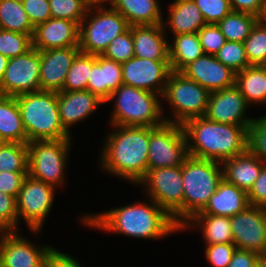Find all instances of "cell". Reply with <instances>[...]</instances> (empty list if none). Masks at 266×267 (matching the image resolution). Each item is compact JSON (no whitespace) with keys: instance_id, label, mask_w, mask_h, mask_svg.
<instances>
[{"instance_id":"obj_1","label":"cell","mask_w":266,"mask_h":267,"mask_svg":"<svg viewBox=\"0 0 266 267\" xmlns=\"http://www.w3.org/2000/svg\"><path fill=\"white\" fill-rule=\"evenodd\" d=\"M135 202L132 205L88 214L81 217V223L105 232L119 233L133 238L159 239L180 232L173 219L153 200Z\"/></svg>"},{"instance_id":"obj_2","label":"cell","mask_w":266,"mask_h":267,"mask_svg":"<svg viewBox=\"0 0 266 267\" xmlns=\"http://www.w3.org/2000/svg\"><path fill=\"white\" fill-rule=\"evenodd\" d=\"M105 138L100 166L137 185L148 171L149 127L117 126Z\"/></svg>"},{"instance_id":"obj_3","label":"cell","mask_w":266,"mask_h":267,"mask_svg":"<svg viewBox=\"0 0 266 267\" xmlns=\"http://www.w3.org/2000/svg\"><path fill=\"white\" fill-rule=\"evenodd\" d=\"M188 154L222 163L248 150V129L218 123L205 116L187 120L183 125Z\"/></svg>"},{"instance_id":"obj_4","label":"cell","mask_w":266,"mask_h":267,"mask_svg":"<svg viewBox=\"0 0 266 267\" xmlns=\"http://www.w3.org/2000/svg\"><path fill=\"white\" fill-rule=\"evenodd\" d=\"M28 143L34 140L72 139L60 121L58 93L39 90L15 96Z\"/></svg>"},{"instance_id":"obj_5","label":"cell","mask_w":266,"mask_h":267,"mask_svg":"<svg viewBox=\"0 0 266 267\" xmlns=\"http://www.w3.org/2000/svg\"><path fill=\"white\" fill-rule=\"evenodd\" d=\"M159 97L162 96L122 84L105 102L114 101L111 125L153 128L163 125L164 108Z\"/></svg>"},{"instance_id":"obj_6","label":"cell","mask_w":266,"mask_h":267,"mask_svg":"<svg viewBox=\"0 0 266 267\" xmlns=\"http://www.w3.org/2000/svg\"><path fill=\"white\" fill-rule=\"evenodd\" d=\"M221 166V167H220ZM183 225L202 212L223 179L222 164L188 156L182 165Z\"/></svg>"},{"instance_id":"obj_7","label":"cell","mask_w":266,"mask_h":267,"mask_svg":"<svg viewBox=\"0 0 266 267\" xmlns=\"http://www.w3.org/2000/svg\"><path fill=\"white\" fill-rule=\"evenodd\" d=\"M129 28V23L118 11L105 4H90L79 25L80 52L102 55L110 42Z\"/></svg>"},{"instance_id":"obj_8","label":"cell","mask_w":266,"mask_h":267,"mask_svg":"<svg viewBox=\"0 0 266 267\" xmlns=\"http://www.w3.org/2000/svg\"><path fill=\"white\" fill-rule=\"evenodd\" d=\"M72 139L34 140L28 146V175L54 187H63Z\"/></svg>"},{"instance_id":"obj_9","label":"cell","mask_w":266,"mask_h":267,"mask_svg":"<svg viewBox=\"0 0 266 267\" xmlns=\"http://www.w3.org/2000/svg\"><path fill=\"white\" fill-rule=\"evenodd\" d=\"M210 92L182 72L171 71L161 100L172 108L173 117L164 116L165 122L183 125L187 120L206 113Z\"/></svg>"},{"instance_id":"obj_10","label":"cell","mask_w":266,"mask_h":267,"mask_svg":"<svg viewBox=\"0 0 266 267\" xmlns=\"http://www.w3.org/2000/svg\"><path fill=\"white\" fill-rule=\"evenodd\" d=\"M138 184L144 185L147 197L163 209L181 229L184 199L182 166L148 170Z\"/></svg>"},{"instance_id":"obj_11","label":"cell","mask_w":266,"mask_h":267,"mask_svg":"<svg viewBox=\"0 0 266 267\" xmlns=\"http://www.w3.org/2000/svg\"><path fill=\"white\" fill-rule=\"evenodd\" d=\"M189 156L181 124L167 123L149 127L148 170L182 166Z\"/></svg>"},{"instance_id":"obj_12","label":"cell","mask_w":266,"mask_h":267,"mask_svg":"<svg viewBox=\"0 0 266 267\" xmlns=\"http://www.w3.org/2000/svg\"><path fill=\"white\" fill-rule=\"evenodd\" d=\"M56 187L32 179L29 175L24 179L16 197V209L20 219H23L30 231L40 233L45 219L50 213Z\"/></svg>"},{"instance_id":"obj_13","label":"cell","mask_w":266,"mask_h":267,"mask_svg":"<svg viewBox=\"0 0 266 267\" xmlns=\"http://www.w3.org/2000/svg\"><path fill=\"white\" fill-rule=\"evenodd\" d=\"M41 51L32 47L26 53L8 60L0 82V94L17 96L40 90Z\"/></svg>"},{"instance_id":"obj_14","label":"cell","mask_w":266,"mask_h":267,"mask_svg":"<svg viewBox=\"0 0 266 267\" xmlns=\"http://www.w3.org/2000/svg\"><path fill=\"white\" fill-rule=\"evenodd\" d=\"M230 221L235 246L263 256L266 251V208L249 205L230 217Z\"/></svg>"},{"instance_id":"obj_15","label":"cell","mask_w":266,"mask_h":267,"mask_svg":"<svg viewBox=\"0 0 266 267\" xmlns=\"http://www.w3.org/2000/svg\"><path fill=\"white\" fill-rule=\"evenodd\" d=\"M171 72L169 60L132 57L122 63L123 84L163 95Z\"/></svg>"},{"instance_id":"obj_16","label":"cell","mask_w":266,"mask_h":267,"mask_svg":"<svg viewBox=\"0 0 266 267\" xmlns=\"http://www.w3.org/2000/svg\"><path fill=\"white\" fill-rule=\"evenodd\" d=\"M19 234V235H18ZM53 247H38L18 231L0 235V267H46V258Z\"/></svg>"},{"instance_id":"obj_17","label":"cell","mask_w":266,"mask_h":267,"mask_svg":"<svg viewBox=\"0 0 266 267\" xmlns=\"http://www.w3.org/2000/svg\"><path fill=\"white\" fill-rule=\"evenodd\" d=\"M248 106L245 97L240 93L239 88L234 85L210 92L204 116L218 123L244 126L248 129L254 119L245 116Z\"/></svg>"},{"instance_id":"obj_18","label":"cell","mask_w":266,"mask_h":267,"mask_svg":"<svg viewBox=\"0 0 266 267\" xmlns=\"http://www.w3.org/2000/svg\"><path fill=\"white\" fill-rule=\"evenodd\" d=\"M181 72L209 92L232 87L236 80L235 72L209 54H203Z\"/></svg>"},{"instance_id":"obj_19","label":"cell","mask_w":266,"mask_h":267,"mask_svg":"<svg viewBox=\"0 0 266 267\" xmlns=\"http://www.w3.org/2000/svg\"><path fill=\"white\" fill-rule=\"evenodd\" d=\"M79 46L41 51L40 90L61 92Z\"/></svg>"},{"instance_id":"obj_20","label":"cell","mask_w":266,"mask_h":267,"mask_svg":"<svg viewBox=\"0 0 266 267\" xmlns=\"http://www.w3.org/2000/svg\"><path fill=\"white\" fill-rule=\"evenodd\" d=\"M79 46V25L67 19L50 18L34 28L32 47L38 51Z\"/></svg>"},{"instance_id":"obj_21","label":"cell","mask_w":266,"mask_h":267,"mask_svg":"<svg viewBox=\"0 0 266 267\" xmlns=\"http://www.w3.org/2000/svg\"><path fill=\"white\" fill-rule=\"evenodd\" d=\"M103 103H105L103 100L88 90L58 92L61 124L71 134L69 131L71 126L90 117Z\"/></svg>"},{"instance_id":"obj_22","label":"cell","mask_w":266,"mask_h":267,"mask_svg":"<svg viewBox=\"0 0 266 267\" xmlns=\"http://www.w3.org/2000/svg\"><path fill=\"white\" fill-rule=\"evenodd\" d=\"M134 56L151 60H169V41L163 24L131 26Z\"/></svg>"},{"instance_id":"obj_23","label":"cell","mask_w":266,"mask_h":267,"mask_svg":"<svg viewBox=\"0 0 266 267\" xmlns=\"http://www.w3.org/2000/svg\"><path fill=\"white\" fill-rule=\"evenodd\" d=\"M122 84V64L102 55H96V61L92 65L88 78L87 90L106 102L111 93Z\"/></svg>"},{"instance_id":"obj_24","label":"cell","mask_w":266,"mask_h":267,"mask_svg":"<svg viewBox=\"0 0 266 267\" xmlns=\"http://www.w3.org/2000/svg\"><path fill=\"white\" fill-rule=\"evenodd\" d=\"M247 206H249L247 192L223 178L204 210L198 214L232 217Z\"/></svg>"},{"instance_id":"obj_25","label":"cell","mask_w":266,"mask_h":267,"mask_svg":"<svg viewBox=\"0 0 266 267\" xmlns=\"http://www.w3.org/2000/svg\"><path fill=\"white\" fill-rule=\"evenodd\" d=\"M223 178L248 192L266 164L249 150L222 163Z\"/></svg>"},{"instance_id":"obj_26","label":"cell","mask_w":266,"mask_h":267,"mask_svg":"<svg viewBox=\"0 0 266 267\" xmlns=\"http://www.w3.org/2000/svg\"><path fill=\"white\" fill-rule=\"evenodd\" d=\"M109 4L125 17L130 26L163 24L158 0H109Z\"/></svg>"},{"instance_id":"obj_27","label":"cell","mask_w":266,"mask_h":267,"mask_svg":"<svg viewBox=\"0 0 266 267\" xmlns=\"http://www.w3.org/2000/svg\"><path fill=\"white\" fill-rule=\"evenodd\" d=\"M167 13L168 19L163 21V25L169 27L172 35L195 33L206 25L200 9L193 0H175L169 5Z\"/></svg>"},{"instance_id":"obj_28","label":"cell","mask_w":266,"mask_h":267,"mask_svg":"<svg viewBox=\"0 0 266 267\" xmlns=\"http://www.w3.org/2000/svg\"><path fill=\"white\" fill-rule=\"evenodd\" d=\"M0 142L28 143L15 96L0 94Z\"/></svg>"},{"instance_id":"obj_29","label":"cell","mask_w":266,"mask_h":267,"mask_svg":"<svg viewBox=\"0 0 266 267\" xmlns=\"http://www.w3.org/2000/svg\"><path fill=\"white\" fill-rule=\"evenodd\" d=\"M192 226L201 229L206 245L233 243L230 217L196 214L183 225L180 232Z\"/></svg>"},{"instance_id":"obj_30","label":"cell","mask_w":266,"mask_h":267,"mask_svg":"<svg viewBox=\"0 0 266 267\" xmlns=\"http://www.w3.org/2000/svg\"><path fill=\"white\" fill-rule=\"evenodd\" d=\"M173 38V43H169L170 68L181 72L204 53L197 32L173 35Z\"/></svg>"},{"instance_id":"obj_31","label":"cell","mask_w":266,"mask_h":267,"mask_svg":"<svg viewBox=\"0 0 266 267\" xmlns=\"http://www.w3.org/2000/svg\"><path fill=\"white\" fill-rule=\"evenodd\" d=\"M235 85L249 105L266 103V66L250 65L236 73Z\"/></svg>"},{"instance_id":"obj_32","label":"cell","mask_w":266,"mask_h":267,"mask_svg":"<svg viewBox=\"0 0 266 267\" xmlns=\"http://www.w3.org/2000/svg\"><path fill=\"white\" fill-rule=\"evenodd\" d=\"M0 29L33 36L34 27L24 10L22 1L0 0Z\"/></svg>"},{"instance_id":"obj_33","label":"cell","mask_w":266,"mask_h":267,"mask_svg":"<svg viewBox=\"0 0 266 267\" xmlns=\"http://www.w3.org/2000/svg\"><path fill=\"white\" fill-rule=\"evenodd\" d=\"M260 18L238 11H231L217 23L226 41L244 43Z\"/></svg>"},{"instance_id":"obj_34","label":"cell","mask_w":266,"mask_h":267,"mask_svg":"<svg viewBox=\"0 0 266 267\" xmlns=\"http://www.w3.org/2000/svg\"><path fill=\"white\" fill-rule=\"evenodd\" d=\"M95 61L96 55L79 52L68 70L62 91L87 90L88 78Z\"/></svg>"},{"instance_id":"obj_35","label":"cell","mask_w":266,"mask_h":267,"mask_svg":"<svg viewBox=\"0 0 266 267\" xmlns=\"http://www.w3.org/2000/svg\"><path fill=\"white\" fill-rule=\"evenodd\" d=\"M28 172L27 143L0 142V172Z\"/></svg>"},{"instance_id":"obj_36","label":"cell","mask_w":266,"mask_h":267,"mask_svg":"<svg viewBox=\"0 0 266 267\" xmlns=\"http://www.w3.org/2000/svg\"><path fill=\"white\" fill-rule=\"evenodd\" d=\"M249 65L266 66V21L260 19L244 41Z\"/></svg>"},{"instance_id":"obj_37","label":"cell","mask_w":266,"mask_h":267,"mask_svg":"<svg viewBox=\"0 0 266 267\" xmlns=\"http://www.w3.org/2000/svg\"><path fill=\"white\" fill-rule=\"evenodd\" d=\"M49 5L52 18L67 19L80 25L90 3L87 0H49Z\"/></svg>"},{"instance_id":"obj_38","label":"cell","mask_w":266,"mask_h":267,"mask_svg":"<svg viewBox=\"0 0 266 267\" xmlns=\"http://www.w3.org/2000/svg\"><path fill=\"white\" fill-rule=\"evenodd\" d=\"M215 57L235 73L250 66L246 56L244 43L241 42L226 41L215 54Z\"/></svg>"},{"instance_id":"obj_39","label":"cell","mask_w":266,"mask_h":267,"mask_svg":"<svg viewBox=\"0 0 266 267\" xmlns=\"http://www.w3.org/2000/svg\"><path fill=\"white\" fill-rule=\"evenodd\" d=\"M32 48L28 34L0 29V54L8 59L22 55Z\"/></svg>"},{"instance_id":"obj_40","label":"cell","mask_w":266,"mask_h":267,"mask_svg":"<svg viewBox=\"0 0 266 267\" xmlns=\"http://www.w3.org/2000/svg\"><path fill=\"white\" fill-rule=\"evenodd\" d=\"M102 56L121 64L134 57L131 26L126 32L117 36L110 42Z\"/></svg>"},{"instance_id":"obj_41","label":"cell","mask_w":266,"mask_h":267,"mask_svg":"<svg viewBox=\"0 0 266 267\" xmlns=\"http://www.w3.org/2000/svg\"><path fill=\"white\" fill-rule=\"evenodd\" d=\"M248 150L266 163V115L252 120L248 128Z\"/></svg>"},{"instance_id":"obj_42","label":"cell","mask_w":266,"mask_h":267,"mask_svg":"<svg viewBox=\"0 0 266 267\" xmlns=\"http://www.w3.org/2000/svg\"><path fill=\"white\" fill-rule=\"evenodd\" d=\"M200 9L206 24H217L231 11L229 0H193Z\"/></svg>"},{"instance_id":"obj_43","label":"cell","mask_w":266,"mask_h":267,"mask_svg":"<svg viewBox=\"0 0 266 267\" xmlns=\"http://www.w3.org/2000/svg\"><path fill=\"white\" fill-rule=\"evenodd\" d=\"M16 198L0 192V235L3 231H20Z\"/></svg>"},{"instance_id":"obj_44","label":"cell","mask_w":266,"mask_h":267,"mask_svg":"<svg viewBox=\"0 0 266 267\" xmlns=\"http://www.w3.org/2000/svg\"><path fill=\"white\" fill-rule=\"evenodd\" d=\"M197 34L204 54L215 55L226 42L217 24H206Z\"/></svg>"},{"instance_id":"obj_45","label":"cell","mask_w":266,"mask_h":267,"mask_svg":"<svg viewBox=\"0 0 266 267\" xmlns=\"http://www.w3.org/2000/svg\"><path fill=\"white\" fill-rule=\"evenodd\" d=\"M205 257L213 267H227L237 247L234 243L206 245Z\"/></svg>"},{"instance_id":"obj_46","label":"cell","mask_w":266,"mask_h":267,"mask_svg":"<svg viewBox=\"0 0 266 267\" xmlns=\"http://www.w3.org/2000/svg\"><path fill=\"white\" fill-rule=\"evenodd\" d=\"M22 4L34 28L52 18L49 0H22Z\"/></svg>"},{"instance_id":"obj_47","label":"cell","mask_w":266,"mask_h":267,"mask_svg":"<svg viewBox=\"0 0 266 267\" xmlns=\"http://www.w3.org/2000/svg\"><path fill=\"white\" fill-rule=\"evenodd\" d=\"M28 172H0V192L17 197Z\"/></svg>"},{"instance_id":"obj_48","label":"cell","mask_w":266,"mask_h":267,"mask_svg":"<svg viewBox=\"0 0 266 267\" xmlns=\"http://www.w3.org/2000/svg\"><path fill=\"white\" fill-rule=\"evenodd\" d=\"M249 205L266 208V164L262 167L258 178L247 192Z\"/></svg>"},{"instance_id":"obj_49","label":"cell","mask_w":266,"mask_h":267,"mask_svg":"<svg viewBox=\"0 0 266 267\" xmlns=\"http://www.w3.org/2000/svg\"><path fill=\"white\" fill-rule=\"evenodd\" d=\"M232 11L252 14L260 19L266 11V0H229Z\"/></svg>"},{"instance_id":"obj_50","label":"cell","mask_w":266,"mask_h":267,"mask_svg":"<svg viewBox=\"0 0 266 267\" xmlns=\"http://www.w3.org/2000/svg\"><path fill=\"white\" fill-rule=\"evenodd\" d=\"M262 262L260 254L237 248L227 267H259Z\"/></svg>"},{"instance_id":"obj_51","label":"cell","mask_w":266,"mask_h":267,"mask_svg":"<svg viewBox=\"0 0 266 267\" xmlns=\"http://www.w3.org/2000/svg\"><path fill=\"white\" fill-rule=\"evenodd\" d=\"M46 267H81V264L73 256L52 248L46 258Z\"/></svg>"},{"instance_id":"obj_52","label":"cell","mask_w":266,"mask_h":267,"mask_svg":"<svg viewBox=\"0 0 266 267\" xmlns=\"http://www.w3.org/2000/svg\"><path fill=\"white\" fill-rule=\"evenodd\" d=\"M8 58L0 54V82L3 79L7 64Z\"/></svg>"},{"instance_id":"obj_53","label":"cell","mask_w":266,"mask_h":267,"mask_svg":"<svg viewBox=\"0 0 266 267\" xmlns=\"http://www.w3.org/2000/svg\"><path fill=\"white\" fill-rule=\"evenodd\" d=\"M90 4H107L109 0H87Z\"/></svg>"},{"instance_id":"obj_54","label":"cell","mask_w":266,"mask_h":267,"mask_svg":"<svg viewBox=\"0 0 266 267\" xmlns=\"http://www.w3.org/2000/svg\"><path fill=\"white\" fill-rule=\"evenodd\" d=\"M262 260L264 263H266V251H265L264 255L262 256Z\"/></svg>"},{"instance_id":"obj_55","label":"cell","mask_w":266,"mask_h":267,"mask_svg":"<svg viewBox=\"0 0 266 267\" xmlns=\"http://www.w3.org/2000/svg\"><path fill=\"white\" fill-rule=\"evenodd\" d=\"M259 267H266V263L262 262Z\"/></svg>"},{"instance_id":"obj_56","label":"cell","mask_w":266,"mask_h":267,"mask_svg":"<svg viewBox=\"0 0 266 267\" xmlns=\"http://www.w3.org/2000/svg\"><path fill=\"white\" fill-rule=\"evenodd\" d=\"M262 19L266 21V11H265L264 17Z\"/></svg>"}]
</instances>
